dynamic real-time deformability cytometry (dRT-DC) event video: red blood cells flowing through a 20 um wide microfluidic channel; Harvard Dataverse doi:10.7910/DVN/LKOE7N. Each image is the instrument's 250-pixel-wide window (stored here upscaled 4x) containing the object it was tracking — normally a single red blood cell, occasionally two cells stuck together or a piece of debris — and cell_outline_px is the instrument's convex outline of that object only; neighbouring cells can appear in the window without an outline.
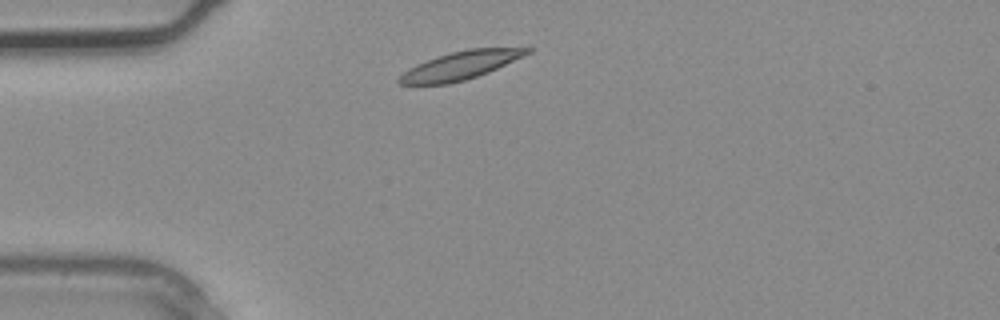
{"species": "common noctule bat (a hibernating species)", "species_latin": "Nyctalus noctula", "temperature_condition": "warm", "stored_images_in_passage": 1, "camera_frame_rate_fps": 3000, "um_per_image_px": 0.085, "animal": {"sex": "male", "body_mass_g": 20.4}, "frame": {"image": 1, "passage_image": 1, "time_ms": 0.0, "image_size_px": [1000, 320], "cell_outline_px": [[532, 52], [524, 56], [488, 72], [464, 80], [448, 84], [396, 84], [396, 80], [408, 68], [416, 64], [436, 56], [468, 48], [528, 44], [532, 48]], "centroid_in_image_um": [39.29, 5.49], "position_along_channel_um": 45.7, "area_um2": 21.79}}